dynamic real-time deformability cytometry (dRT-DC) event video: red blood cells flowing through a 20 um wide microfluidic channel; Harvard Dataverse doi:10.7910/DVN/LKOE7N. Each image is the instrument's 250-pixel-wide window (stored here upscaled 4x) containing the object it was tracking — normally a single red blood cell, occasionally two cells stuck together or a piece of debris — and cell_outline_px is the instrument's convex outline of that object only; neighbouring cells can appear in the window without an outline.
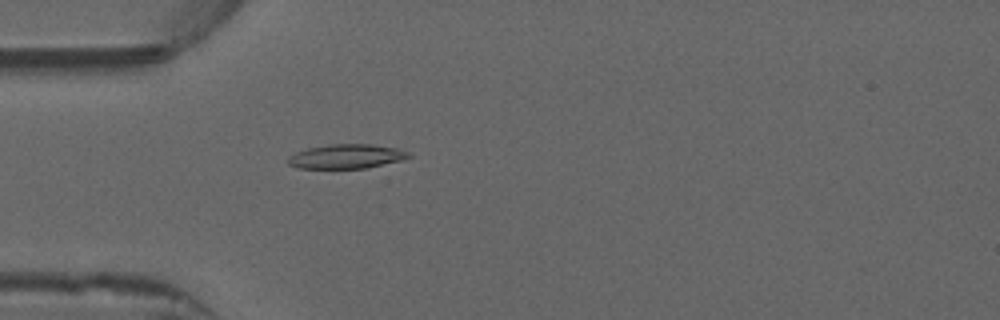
{"species": "common noctule bat (a hibernating species)", "species_latin": "Nyctalus noctula", "temperature_condition": "warm", "stored_images_in_passage": 51, "camera_frame_rate_fps": 3000, "um_per_image_px": 0.085, "animal": {"sex": "male", "forearm_length_mm": 52.5}, "frame": {"image": 1, "passage_image": 15, "time_ms": 4.667, "image_size_px": [1000, 320], "cell_outline_px": [[412, 156], [400, 160], [368, 168], [300, 168], [288, 164], [288, 156], [296, 152], [308, 148], [328, 144], [372, 144], [396, 148], [408, 152]], "centroid_in_image_um": [29.43, 13.29], "position_along_channel_um": 55.6, "area_um2": 16.99}}
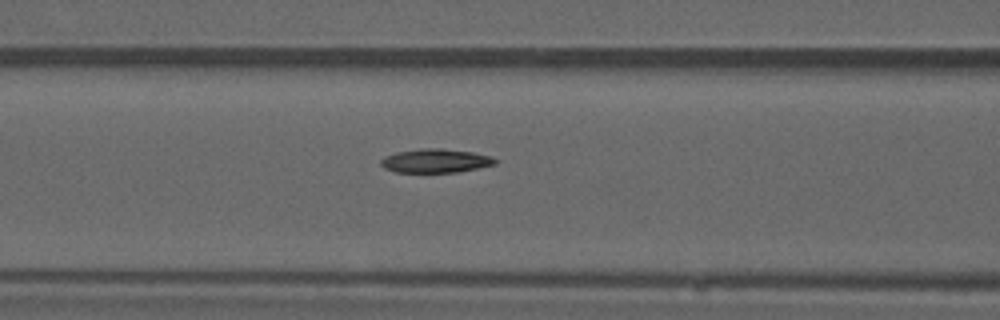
{"frame": {"image": 2, "passage_image": 21, "time_ms": 6.667, "image_size_px": [1000, 320], "cell_outline_px": [[496, 164], [456, 172], [396, 172], [384, 168], [380, 164], [380, 160], [384, 156], [396, 152], [420, 148], [440, 148], [472, 152], [492, 156], [496, 160]], "centroid_in_image_um": [36.98, 13.66], "position_along_channel_um": 129.6, "area_um2": 15.84}}
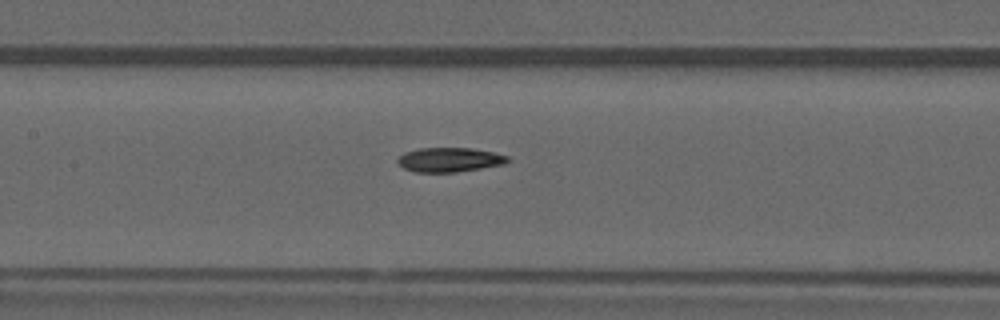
{"frame": {"image": 3, "passage_image": 24, "time_ms": 7.667, "image_size_px": [1000, 320], "cell_outline_px": [[512, 160], [504, 164], [456, 172], [412, 172], [404, 168], [396, 160], [404, 152], [420, 148], [472, 148], [492, 152], [508, 156]], "centroid_in_image_um": [38.21, 13.58], "position_along_channel_um": 169.2, "area_um2": 15.61}, "authors_computed_cell_mechanics": {"area_um2": 15.895, "velocity_mm_per_s": 3.9697, "shape_relaxation_time_tau1_ms": null, "shape_relaxation_time_tau2_ms": 4.478, "deformation_change_tau1": null, "deformation_change_tau2": 0.0973}}